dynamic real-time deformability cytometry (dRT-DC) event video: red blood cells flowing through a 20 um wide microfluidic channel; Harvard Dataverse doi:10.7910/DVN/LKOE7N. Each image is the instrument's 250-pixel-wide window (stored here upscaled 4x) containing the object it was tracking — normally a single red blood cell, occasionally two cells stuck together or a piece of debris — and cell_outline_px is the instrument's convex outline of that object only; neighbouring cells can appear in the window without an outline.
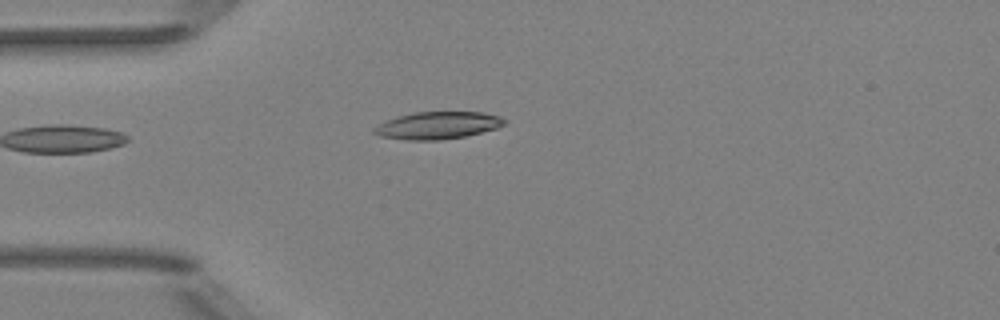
{"species": "Egyptian fruit bat (a non-hibernating species)", "species_latin": "Rousettus aegyptiacus", "temperature_condition": "room temperature", "stored_images_in_passage": 4, "camera_frame_rate_fps": 3000, "um_per_image_px": 0.085, "animal": {"sex": "female"}, "frame": {"image": 1, "passage_image": 4, "time_ms": 4.333, "image_size_px": [1000, 320], "cell_outline_px": [[508, 120], [504, 124], [496, 128], [464, 136], [440, 140], [408, 140], [380, 136], [372, 132], [372, 128], [388, 120], [400, 116], [416, 112], [484, 112], [500, 116]], "centroid_in_image_um": [37.22, 10.65], "position_along_channel_um": 47.8, "area_um2": 20.52}}